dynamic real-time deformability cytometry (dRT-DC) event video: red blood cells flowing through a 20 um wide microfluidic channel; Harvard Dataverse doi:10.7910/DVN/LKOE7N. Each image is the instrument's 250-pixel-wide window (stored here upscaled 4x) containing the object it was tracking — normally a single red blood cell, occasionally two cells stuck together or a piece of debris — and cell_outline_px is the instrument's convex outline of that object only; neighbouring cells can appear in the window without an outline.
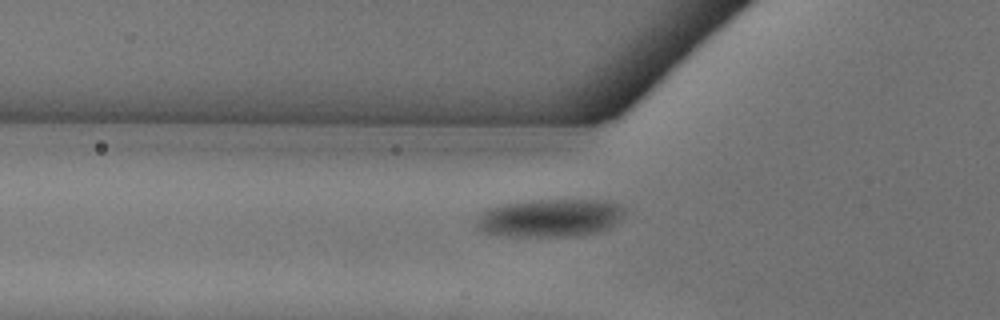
{"species": "common noctule bat (a hibernating species)", "species_latin": "Nyctalus noctula", "temperature_condition": "warm", "stored_images_in_passage": 38, "segment_of_instrument_passage": [1, 2], "camera_frame_rate_fps": 3000, "um_per_image_px": 0.085, "animal": {"sex": "female"}, "frame": {"image": 1, "passage_image": 4, "time_ms": 1.0, "image_size_px": [1000, 320], "cell_outline_px": [[624, 212], [608, 228], [596, 232], [568, 236], [504, 236], [484, 232], [476, 228], [476, 220], [480, 212], [488, 208], [500, 204], [516, 200], [600, 200], [624, 204]], "centroid_in_image_um": [46.66, 18.5], "position_along_channel_um": 79.1, "area_um2": 32.95}}
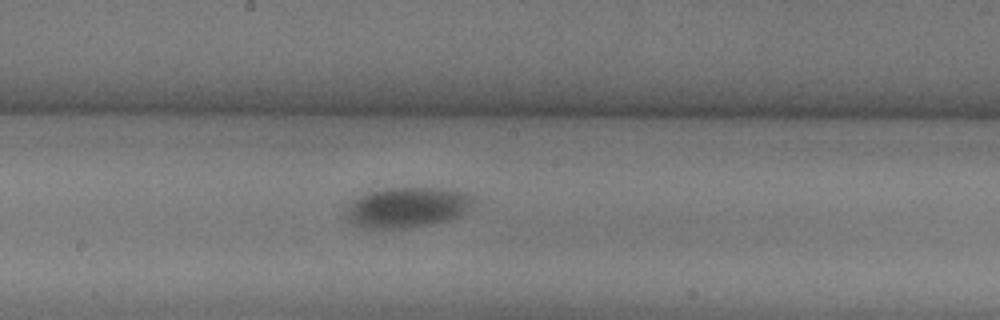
{"frame": {"image": 2, "passage_image": 14, "time_ms": 4.333, "image_size_px": [1000, 320], "cell_outline_px": [[476, 200], [460, 216], [448, 220], [408, 228], [380, 232], [360, 228], [352, 224], [348, 220], [344, 212], [348, 204], [352, 200], [368, 192], [384, 188], [452, 188], [468, 192], [476, 196]], "centroid_in_image_um": [34.58, 17.65], "position_along_channel_um": 213.6, "area_um2": 31.15}}
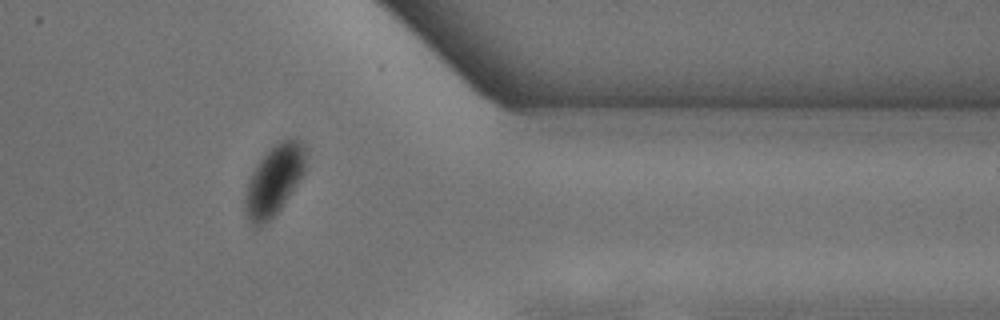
{"frame": {"image": 3, "passage_image": 28, "time_ms": 9.0, "image_size_px": [1000, 320], "cell_outline_px": [[304, 176], [280, 208], [260, 228], [256, 228], [248, 220], [244, 212], [244, 196], [248, 180], [256, 164], [268, 148], [280, 140], [292, 136], [300, 140], [304, 144]], "centroid_in_image_um": [23.27, 15.3], "position_along_channel_um": 388.1, "area_um2": 25.14}}